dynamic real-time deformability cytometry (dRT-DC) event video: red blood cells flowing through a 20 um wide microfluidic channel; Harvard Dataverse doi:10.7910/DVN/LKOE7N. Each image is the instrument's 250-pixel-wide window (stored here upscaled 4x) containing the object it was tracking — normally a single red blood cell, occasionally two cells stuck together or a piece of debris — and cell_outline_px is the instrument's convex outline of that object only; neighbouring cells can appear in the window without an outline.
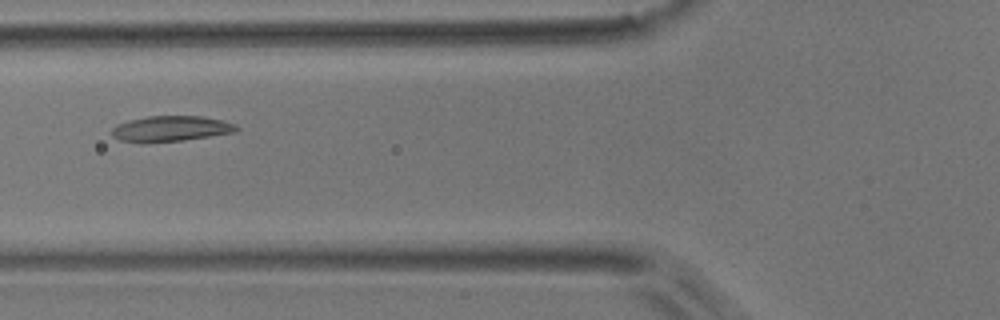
{"species": "common noctule bat (a hibernating species)", "species_latin": "Nyctalus noctula", "temperature_condition": "room temperature", "stored_images_in_passage": 4, "camera_frame_rate_fps": 3000, "um_per_image_px": 0.085, "animal": {"sex": "male", "body_mass_g": 17.9}, "frame": {"image": 1, "passage_image": 2, "time_ms": 1.0, "image_size_px": [1000, 320], "cell_outline_px": [[240, 128], [236, 132], [184, 140], [144, 144], [140, 144], [120, 140], [112, 136], [112, 128], [116, 124], [128, 120], [148, 116], [200, 116], [224, 120], [236, 124]], "centroid_in_image_um": [14.5, 10.95], "position_along_channel_um": 111.3, "area_um2": 19.02}}
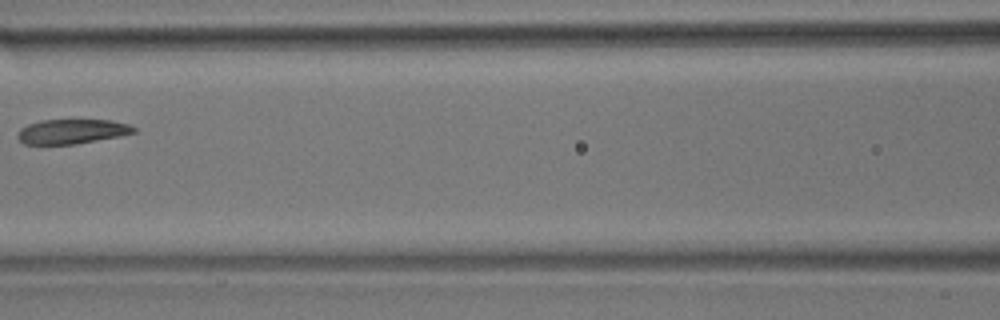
{"frame": {"image": 2, "passage_image": 3, "time_ms": 2.333, "image_size_px": [1000, 320], "cell_outline_px": [[136, 132], [120, 136], [76, 144], [24, 144], [16, 136], [20, 128], [28, 124], [40, 120], [112, 120], [128, 124], [136, 128]], "centroid_in_image_um": [6.11, 11.17], "position_along_channel_um": 160.5, "area_um2": 16.7}}
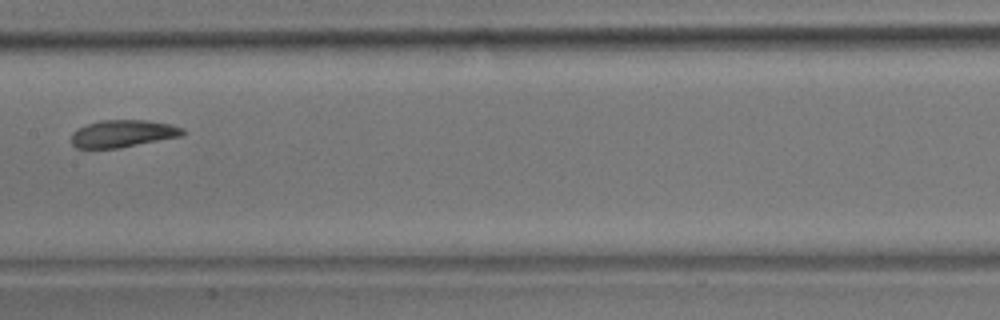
{"frame": {"image": 3, "passage_image": 4, "time_ms": 3.333, "image_size_px": [1000, 320], "cell_outline_px": [[184, 136], [120, 148], [76, 148], [72, 144], [72, 132], [76, 128], [100, 120], [148, 120], [168, 124], [184, 128]], "centroid_in_image_um": [10.45, 11.36], "position_along_channel_um": 197.0, "area_um2": 17.86}}